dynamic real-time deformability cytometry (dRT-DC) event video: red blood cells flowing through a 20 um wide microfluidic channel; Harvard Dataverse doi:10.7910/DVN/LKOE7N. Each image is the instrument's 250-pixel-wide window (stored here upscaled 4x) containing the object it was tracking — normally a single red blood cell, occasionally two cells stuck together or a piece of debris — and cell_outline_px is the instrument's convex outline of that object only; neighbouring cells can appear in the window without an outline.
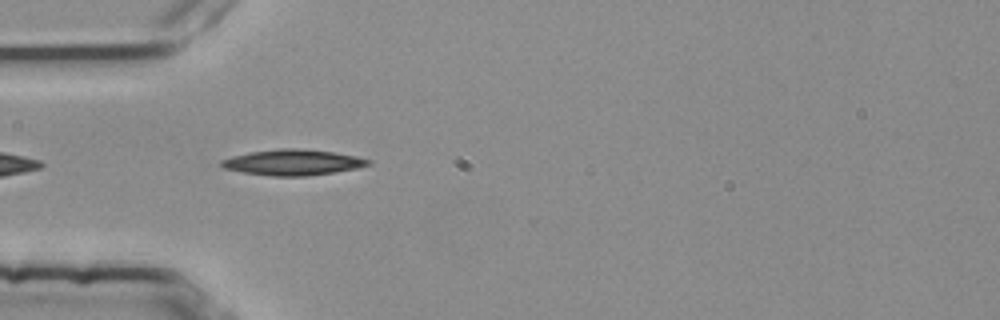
{"species": "common noctule bat (a hibernating species)", "species_latin": "Nyctalus noctula", "temperature_condition": "room temperature", "stored_images_in_passage": 37, "camera_frame_rate_fps": 3000, "um_per_image_px": 0.085, "animal": {"sex": "female", "body_mass_g": 25.1}, "frame": {"image": 1, "passage_image": 1, "time_ms": 0.0, "image_size_px": [1000, 320], "cell_outline_px": [[372, 164], [356, 168], [308, 176], [272, 176], [244, 172], [224, 168], [216, 164], [220, 160], [232, 156], [252, 152], [280, 148], [296, 148], [332, 152], [356, 156], [372, 160]], "centroid_in_image_um": [24.87, 13.8], "position_along_channel_um": 60.1, "area_um2": 21.91}}
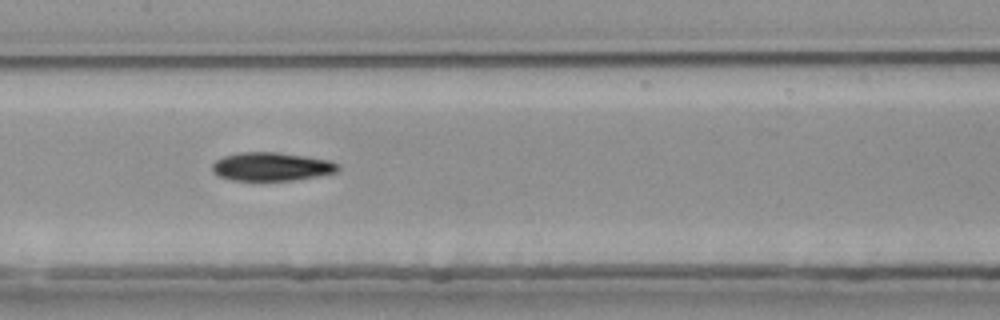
{"frame": {"image": 2, "passage_image": 11, "time_ms": 3.333, "image_size_px": [1000, 320], "cell_outline_px": [[340, 168], [336, 172], [316, 176], [292, 180], [232, 180], [220, 176], [212, 172], [212, 164], [216, 160], [224, 156], [240, 152], [276, 152], [332, 160], [340, 164]], "centroid_in_image_um": [23.09, 14.15], "position_along_channel_um": 184.3, "area_um2": 20.81}}
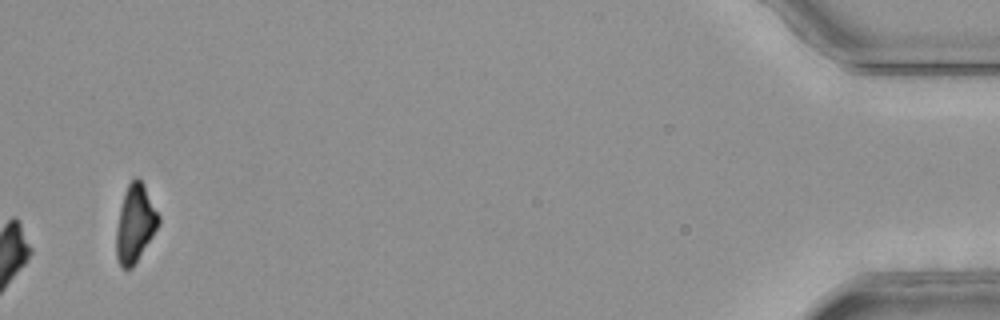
{"frame": {"image": 3, "passage_image": 37, "time_ms": 12.0, "image_size_px": [1000, 320], "cell_outline_px": [[160, 224], [132, 268], [124, 268], [116, 260], [116, 228], [120, 208], [124, 192], [128, 184], [136, 176], [144, 184], [160, 216]], "centroid_in_image_um": [11.49, 18.99], "position_along_channel_um": 423.7, "area_um2": 19.07}, "authors_computed_cell_mechanics": {"area_um2": 21.0392, "velocity_mm_per_s": 3.7909, "shape_relaxation_time_tau1_ms": 6.1366, "shape_relaxation_time_tau2_ms": null, "deformation_change_tau1": 0.1962, "deformation_change_tau2": null}}